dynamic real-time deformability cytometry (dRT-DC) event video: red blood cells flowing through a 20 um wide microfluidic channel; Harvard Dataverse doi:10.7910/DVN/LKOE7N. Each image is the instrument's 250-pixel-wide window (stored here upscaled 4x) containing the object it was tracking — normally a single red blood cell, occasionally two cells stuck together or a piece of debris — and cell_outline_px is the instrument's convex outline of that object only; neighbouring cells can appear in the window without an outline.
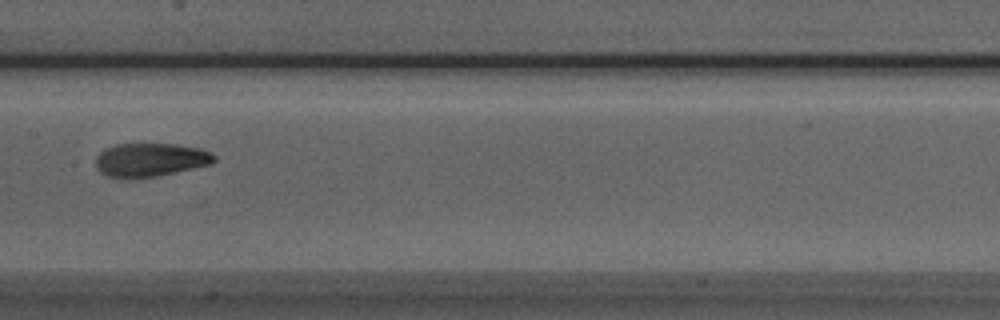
{"species": "Egyptian fruit bat (a non-hibernating species)", "species_latin": "Rousettus aegyptiacus", "temperature_condition": "room temperature", "stored_images_in_passage": 4, "camera_frame_rate_fps": 3000, "um_per_image_px": 0.085, "animal": {"sex": "male"}, "frame": {"image": 1, "passage_image": 4, "time_ms": 1.0, "image_size_px": [1000, 320], "cell_outline_px": [[216, 160], [212, 164], [156, 176], [128, 180], [120, 180], [108, 176], [100, 172], [96, 168], [96, 156], [104, 148], [116, 144], [176, 144], [200, 148], [212, 152], [216, 156]], "centroid_in_image_um": [12.75, 13.6], "position_along_channel_um": 194.6, "area_um2": 23.64}}